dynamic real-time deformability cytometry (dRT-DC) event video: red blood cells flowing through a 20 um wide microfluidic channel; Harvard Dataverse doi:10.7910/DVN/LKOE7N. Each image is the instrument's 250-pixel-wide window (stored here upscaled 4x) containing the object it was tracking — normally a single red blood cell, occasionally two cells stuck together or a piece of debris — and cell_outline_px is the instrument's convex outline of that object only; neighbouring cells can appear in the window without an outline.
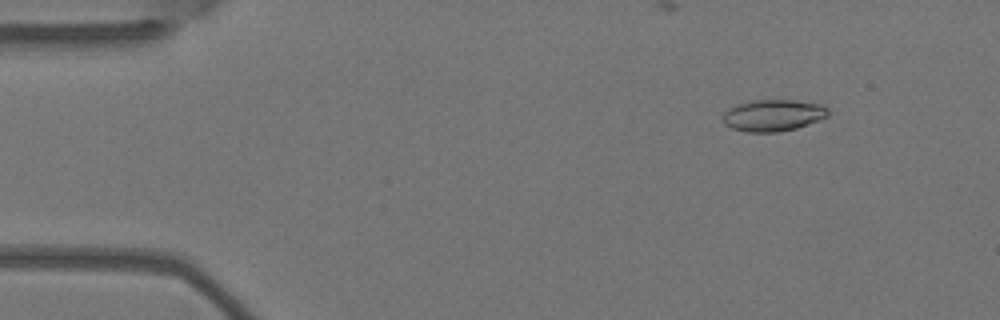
{"species": "Egyptian fruit bat (a non-hibernating species)", "species_latin": "Rousettus aegyptiacus", "temperature_condition": "warm", "stored_images_in_passage": 7, "camera_frame_rate_fps": 3000, "um_per_image_px": 0.085, "animal": {"sex": "female"}, "frame": {"image": 1, "passage_image": 2, "time_ms": 0.333, "image_size_px": [1000, 320], "cell_outline_px": [[828, 116], [820, 120], [796, 128], [780, 132], [744, 132], [732, 128], [724, 124], [724, 112], [728, 108], [736, 104], [748, 100], [792, 100], [820, 104], [828, 108]], "centroid_in_image_um": [65.7, 9.8], "position_along_channel_um": 19.3, "area_um2": 19.54}}
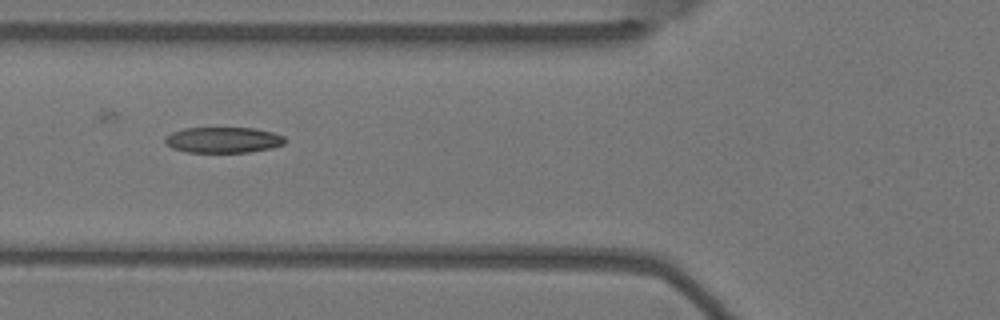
{"frame": {"image": 2, "passage_image": 6, "time_ms": 1.667, "image_size_px": [1000, 320], "cell_outline_px": [[284, 144], [272, 148], [248, 152], [188, 152], [172, 148], [164, 140], [164, 136], [172, 132], [184, 128], [256, 128], [272, 132], [284, 136]], "centroid_in_image_um": [18.97, 11.89], "position_along_channel_um": 106.8, "area_um2": 17.98}}
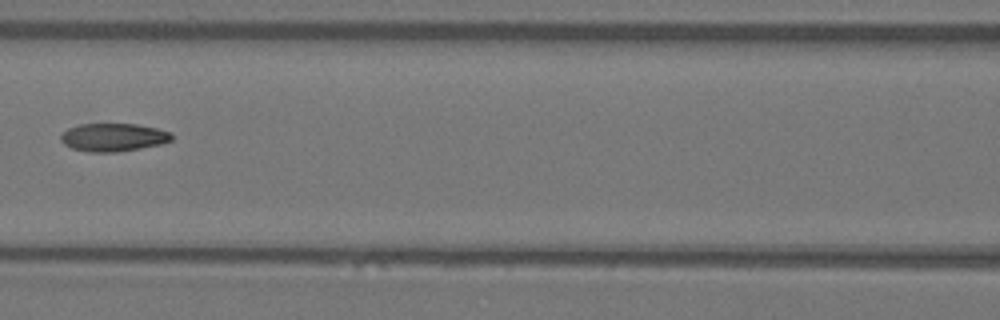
{"frame": {"image": 3, "passage_image": 7, "time_ms": 2.0, "image_size_px": [1000, 320], "cell_outline_px": [[172, 140], [160, 144], [140, 148], [116, 152], [88, 152], [72, 148], [64, 144], [60, 140], [60, 136], [68, 128], [80, 124], [136, 124], [156, 128], [172, 132]], "centroid_in_image_um": [9.63, 11.67], "position_along_channel_um": 157.0, "area_um2": 18.09}}